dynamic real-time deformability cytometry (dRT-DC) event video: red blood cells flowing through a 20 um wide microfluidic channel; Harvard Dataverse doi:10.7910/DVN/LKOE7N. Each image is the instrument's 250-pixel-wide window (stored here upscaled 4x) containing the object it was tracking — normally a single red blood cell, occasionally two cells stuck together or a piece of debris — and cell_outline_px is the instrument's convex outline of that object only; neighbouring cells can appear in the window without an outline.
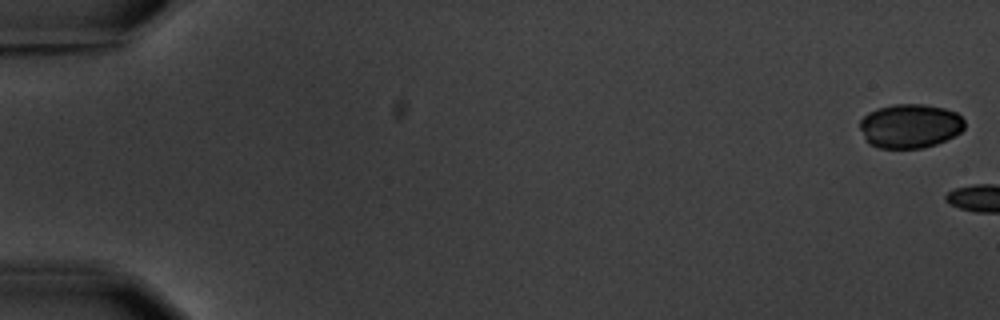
{"species": "common noctule bat (a hibernating species)", "species_latin": "Nyctalus noctula", "temperature_condition": "warm", "stored_images_in_passage": 10, "camera_frame_rate_fps": 3000, "um_per_image_px": 0.085, "animal": {"sex": "male", "body_mass_g": 20.1, "forearm_length_mm": 53.5}, "frame": {"image": 1, "passage_image": 1, "time_ms": 0.0, "image_size_px": [1000, 320], "cell_outline_px": [[964, 128], [960, 132], [936, 144], [924, 148], [880, 148], [868, 144], [864, 140], [860, 128], [860, 120], [868, 112], [876, 108], [892, 104], [924, 104], [944, 108], [956, 112], [964, 120]], "centroid_in_image_um": [77.31, 10.7], "position_along_channel_um": 7.7, "area_um2": 27.11}}
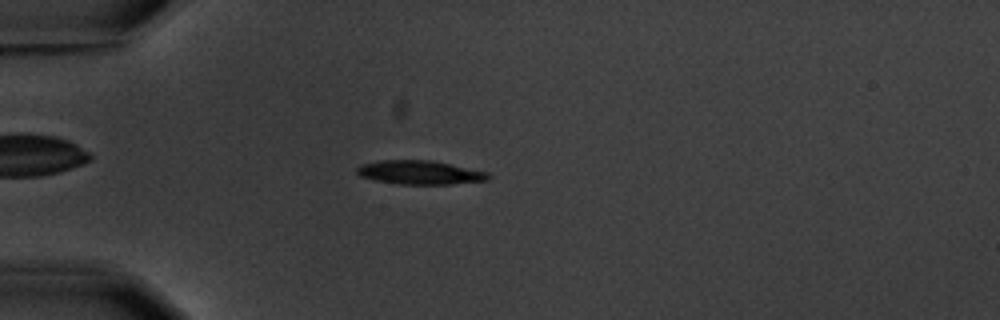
{"frame": {"image": 2, "passage_image": 6, "time_ms": 6.667, "image_size_px": [1000, 320], "cell_outline_px": [[492, 176], [488, 180], [452, 184], [400, 184], [376, 180], [360, 176], [356, 172], [356, 168], [360, 164], [380, 160], [432, 160], [488, 172]], "centroid_in_image_um": [35.69, 14.65], "position_along_channel_um": 49.3, "area_um2": 18.26}}